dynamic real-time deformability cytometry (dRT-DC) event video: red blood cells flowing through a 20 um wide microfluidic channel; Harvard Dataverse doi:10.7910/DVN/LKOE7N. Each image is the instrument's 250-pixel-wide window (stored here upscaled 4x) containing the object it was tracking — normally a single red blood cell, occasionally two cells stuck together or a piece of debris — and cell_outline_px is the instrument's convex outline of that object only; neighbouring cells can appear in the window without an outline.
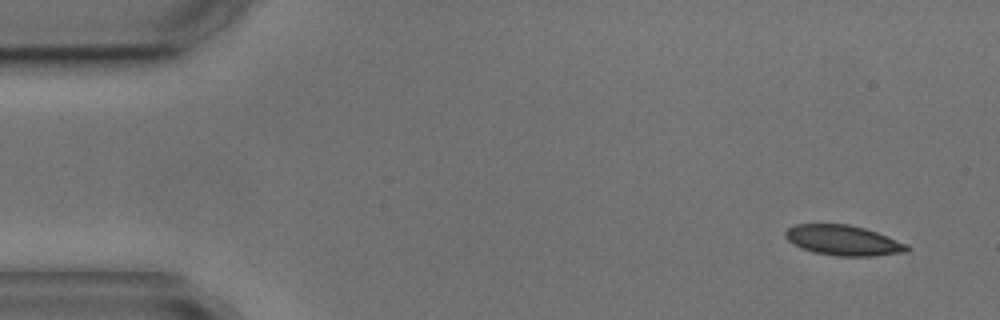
{"species": "common noctule bat (a hibernating species)", "species_latin": "Nyctalus noctula", "temperature_condition": "cold", "stored_images_in_passage": 4, "camera_frame_rate_fps": 3000, "um_per_image_px": 0.085, "animal": {"sex": "male", "body_mass_g": 17.9, "forearm_length_mm": 54.2}, "frame": {"image": 1, "passage_image": 1, "time_ms": 0.0, "image_size_px": [1000, 320], "cell_outline_px": [[912, 248], [908, 252], [872, 256], [836, 256], [812, 252], [792, 244], [784, 236], [784, 232], [788, 228], [796, 224], [848, 224], [864, 228], [888, 236], [908, 244]], "centroid_in_image_um": [71.69, 20.44], "position_along_channel_um": 13.3, "area_um2": 21.62}}
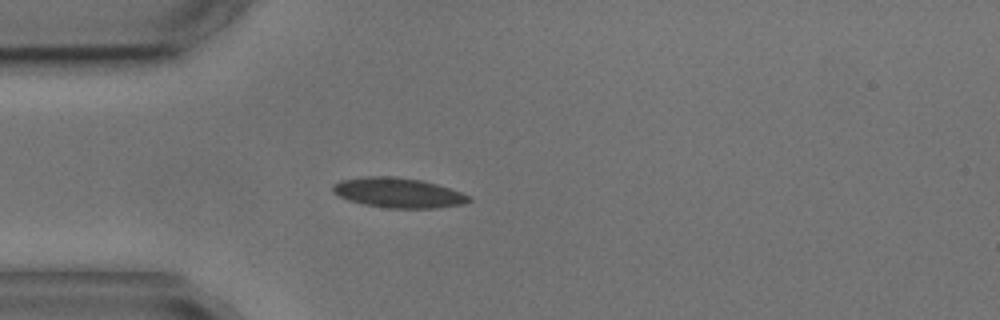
{"frame": {"image": 2, "passage_image": 4, "time_ms": 3.667, "image_size_px": [1000, 320], "cell_outline_px": [[472, 200], [464, 204], [436, 208], [388, 208], [364, 204], [348, 200], [332, 192], [332, 184], [340, 180], [364, 176], [396, 176], [420, 180], [436, 184], [472, 196]], "centroid_in_image_um": [33.84, 16.38], "position_along_channel_um": 51.2, "area_um2": 23.81}}